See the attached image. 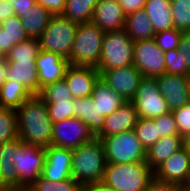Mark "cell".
<instances>
[{
    "mask_svg": "<svg viewBox=\"0 0 190 191\" xmlns=\"http://www.w3.org/2000/svg\"><path fill=\"white\" fill-rule=\"evenodd\" d=\"M131 102L140 118L154 119L170 112L155 78L142 77Z\"/></svg>",
    "mask_w": 190,
    "mask_h": 191,
    "instance_id": "obj_8",
    "label": "cell"
},
{
    "mask_svg": "<svg viewBox=\"0 0 190 191\" xmlns=\"http://www.w3.org/2000/svg\"><path fill=\"white\" fill-rule=\"evenodd\" d=\"M124 30L134 41L154 39V27L143 8L128 14L125 19Z\"/></svg>",
    "mask_w": 190,
    "mask_h": 191,
    "instance_id": "obj_24",
    "label": "cell"
},
{
    "mask_svg": "<svg viewBox=\"0 0 190 191\" xmlns=\"http://www.w3.org/2000/svg\"><path fill=\"white\" fill-rule=\"evenodd\" d=\"M32 185L37 191H81V184L73 177L56 182L40 175Z\"/></svg>",
    "mask_w": 190,
    "mask_h": 191,
    "instance_id": "obj_36",
    "label": "cell"
},
{
    "mask_svg": "<svg viewBox=\"0 0 190 191\" xmlns=\"http://www.w3.org/2000/svg\"><path fill=\"white\" fill-rule=\"evenodd\" d=\"M143 191H182L181 185L156 179L150 181Z\"/></svg>",
    "mask_w": 190,
    "mask_h": 191,
    "instance_id": "obj_42",
    "label": "cell"
},
{
    "mask_svg": "<svg viewBox=\"0 0 190 191\" xmlns=\"http://www.w3.org/2000/svg\"><path fill=\"white\" fill-rule=\"evenodd\" d=\"M14 10L15 15L19 18L25 16V13L30 11V9L36 4L35 0H10Z\"/></svg>",
    "mask_w": 190,
    "mask_h": 191,
    "instance_id": "obj_44",
    "label": "cell"
},
{
    "mask_svg": "<svg viewBox=\"0 0 190 191\" xmlns=\"http://www.w3.org/2000/svg\"><path fill=\"white\" fill-rule=\"evenodd\" d=\"M6 191H37L32 184H17L9 187Z\"/></svg>",
    "mask_w": 190,
    "mask_h": 191,
    "instance_id": "obj_50",
    "label": "cell"
},
{
    "mask_svg": "<svg viewBox=\"0 0 190 191\" xmlns=\"http://www.w3.org/2000/svg\"><path fill=\"white\" fill-rule=\"evenodd\" d=\"M33 94L23 85L13 80H5L0 88V106L16 110Z\"/></svg>",
    "mask_w": 190,
    "mask_h": 191,
    "instance_id": "obj_27",
    "label": "cell"
},
{
    "mask_svg": "<svg viewBox=\"0 0 190 191\" xmlns=\"http://www.w3.org/2000/svg\"><path fill=\"white\" fill-rule=\"evenodd\" d=\"M134 41L124 29L105 32L98 71H107L133 65Z\"/></svg>",
    "mask_w": 190,
    "mask_h": 191,
    "instance_id": "obj_6",
    "label": "cell"
},
{
    "mask_svg": "<svg viewBox=\"0 0 190 191\" xmlns=\"http://www.w3.org/2000/svg\"><path fill=\"white\" fill-rule=\"evenodd\" d=\"M106 164L104 145L96 137L72 150V177L81 185L102 181Z\"/></svg>",
    "mask_w": 190,
    "mask_h": 191,
    "instance_id": "obj_2",
    "label": "cell"
},
{
    "mask_svg": "<svg viewBox=\"0 0 190 191\" xmlns=\"http://www.w3.org/2000/svg\"><path fill=\"white\" fill-rule=\"evenodd\" d=\"M0 27L4 30L7 37V53L14 45L30 38L22 25L21 19L17 15L2 21Z\"/></svg>",
    "mask_w": 190,
    "mask_h": 191,
    "instance_id": "obj_32",
    "label": "cell"
},
{
    "mask_svg": "<svg viewBox=\"0 0 190 191\" xmlns=\"http://www.w3.org/2000/svg\"><path fill=\"white\" fill-rule=\"evenodd\" d=\"M38 71L40 91L46 85L58 82L65 77L69 60L56 53L40 50L35 61Z\"/></svg>",
    "mask_w": 190,
    "mask_h": 191,
    "instance_id": "obj_16",
    "label": "cell"
},
{
    "mask_svg": "<svg viewBox=\"0 0 190 191\" xmlns=\"http://www.w3.org/2000/svg\"><path fill=\"white\" fill-rule=\"evenodd\" d=\"M78 24L62 15H52L47 27L38 38L40 50L56 53L70 60Z\"/></svg>",
    "mask_w": 190,
    "mask_h": 191,
    "instance_id": "obj_5",
    "label": "cell"
},
{
    "mask_svg": "<svg viewBox=\"0 0 190 191\" xmlns=\"http://www.w3.org/2000/svg\"><path fill=\"white\" fill-rule=\"evenodd\" d=\"M183 148V138L180 135L162 136L146 150V163L154 172L172 154Z\"/></svg>",
    "mask_w": 190,
    "mask_h": 191,
    "instance_id": "obj_21",
    "label": "cell"
},
{
    "mask_svg": "<svg viewBox=\"0 0 190 191\" xmlns=\"http://www.w3.org/2000/svg\"><path fill=\"white\" fill-rule=\"evenodd\" d=\"M42 5L52 15H62L65 9L66 0H35Z\"/></svg>",
    "mask_w": 190,
    "mask_h": 191,
    "instance_id": "obj_43",
    "label": "cell"
},
{
    "mask_svg": "<svg viewBox=\"0 0 190 191\" xmlns=\"http://www.w3.org/2000/svg\"><path fill=\"white\" fill-rule=\"evenodd\" d=\"M96 138L100 139L104 145L107 163L146 161V150L133 130Z\"/></svg>",
    "mask_w": 190,
    "mask_h": 191,
    "instance_id": "obj_7",
    "label": "cell"
},
{
    "mask_svg": "<svg viewBox=\"0 0 190 191\" xmlns=\"http://www.w3.org/2000/svg\"><path fill=\"white\" fill-rule=\"evenodd\" d=\"M99 0H66L62 16L77 24L90 23Z\"/></svg>",
    "mask_w": 190,
    "mask_h": 191,
    "instance_id": "obj_29",
    "label": "cell"
},
{
    "mask_svg": "<svg viewBox=\"0 0 190 191\" xmlns=\"http://www.w3.org/2000/svg\"><path fill=\"white\" fill-rule=\"evenodd\" d=\"M94 138L88 126L77 117L52 123V146L74 150Z\"/></svg>",
    "mask_w": 190,
    "mask_h": 191,
    "instance_id": "obj_9",
    "label": "cell"
},
{
    "mask_svg": "<svg viewBox=\"0 0 190 191\" xmlns=\"http://www.w3.org/2000/svg\"><path fill=\"white\" fill-rule=\"evenodd\" d=\"M126 15L118 0H99L94 8L91 23L104 32L124 29Z\"/></svg>",
    "mask_w": 190,
    "mask_h": 191,
    "instance_id": "obj_17",
    "label": "cell"
},
{
    "mask_svg": "<svg viewBox=\"0 0 190 191\" xmlns=\"http://www.w3.org/2000/svg\"><path fill=\"white\" fill-rule=\"evenodd\" d=\"M81 191H116V190L105 184L103 181H100V182L82 184Z\"/></svg>",
    "mask_w": 190,
    "mask_h": 191,
    "instance_id": "obj_48",
    "label": "cell"
},
{
    "mask_svg": "<svg viewBox=\"0 0 190 191\" xmlns=\"http://www.w3.org/2000/svg\"><path fill=\"white\" fill-rule=\"evenodd\" d=\"M51 16L52 14L47 9L36 3L20 19L28 36L30 38H39L47 27Z\"/></svg>",
    "mask_w": 190,
    "mask_h": 191,
    "instance_id": "obj_28",
    "label": "cell"
},
{
    "mask_svg": "<svg viewBox=\"0 0 190 191\" xmlns=\"http://www.w3.org/2000/svg\"><path fill=\"white\" fill-rule=\"evenodd\" d=\"M46 157L45 148L22 143L15 151L13 165L18 184H33L41 175Z\"/></svg>",
    "mask_w": 190,
    "mask_h": 191,
    "instance_id": "obj_10",
    "label": "cell"
},
{
    "mask_svg": "<svg viewBox=\"0 0 190 191\" xmlns=\"http://www.w3.org/2000/svg\"><path fill=\"white\" fill-rule=\"evenodd\" d=\"M73 109L74 117L81 119L96 137L101 132L106 117L99 112L91 95L80 99L74 98Z\"/></svg>",
    "mask_w": 190,
    "mask_h": 191,
    "instance_id": "obj_23",
    "label": "cell"
},
{
    "mask_svg": "<svg viewBox=\"0 0 190 191\" xmlns=\"http://www.w3.org/2000/svg\"><path fill=\"white\" fill-rule=\"evenodd\" d=\"M153 178L146 162L107 163L102 181L116 191H143Z\"/></svg>",
    "mask_w": 190,
    "mask_h": 191,
    "instance_id": "obj_3",
    "label": "cell"
},
{
    "mask_svg": "<svg viewBox=\"0 0 190 191\" xmlns=\"http://www.w3.org/2000/svg\"><path fill=\"white\" fill-rule=\"evenodd\" d=\"M183 147L190 154V135L183 138Z\"/></svg>",
    "mask_w": 190,
    "mask_h": 191,
    "instance_id": "obj_52",
    "label": "cell"
},
{
    "mask_svg": "<svg viewBox=\"0 0 190 191\" xmlns=\"http://www.w3.org/2000/svg\"><path fill=\"white\" fill-rule=\"evenodd\" d=\"M133 65L142 77L156 78L165 73V55L154 39L139 40L133 46Z\"/></svg>",
    "mask_w": 190,
    "mask_h": 191,
    "instance_id": "obj_11",
    "label": "cell"
},
{
    "mask_svg": "<svg viewBox=\"0 0 190 191\" xmlns=\"http://www.w3.org/2000/svg\"><path fill=\"white\" fill-rule=\"evenodd\" d=\"M182 191H190V189H182Z\"/></svg>",
    "mask_w": 190,
    "mask_h": 191,
    "instance_id": "obj_55",
    "label": "cell"
},
{
    "mask_svg": "<svg viewBox=\"0 0 190 191\" xmlns=\"http://www.w3.org/2000/svg\"><path fill=\"white\" fill-rule=\"evenodd\" d=\"M104 34V31L91 22L78 24L69 64L97 68Z\"/></svg>",
    "mask_w": 190,
    "mask_h": 191,
    "instance_id": "obj_4",
    "label": "cell"
},
{
    "mask_svg": "<svg viewBox=\"0 0 190 191\" xmlns=\"http://www.w3.org/2000/svg\"><path fill=\"white\" fill-rule=\"evenodd\" d=\"M38 96L45 103L70 102L74 99L64 78L43 87Z\"/></svg>",
    "mask_w": 190,
    "mask_h": 191,
    "instance_id": "obj_31",
    "label": "cell"
},
{
    "mask_svg": "<svg viewBox=\"0 0 190 191\" xmlns=\"http://www.w3.org/2000/svg\"><path fill=\"white\" fill-rule=\"evenodd\" d=\"M15 15L14 7L10 0H0V23Z\"/></svg>",
    "mask_w": 190,
    "mask_h": 191,
    "instance_id": "obj_47",
    "label": "cell"
},
{
    "mask_svg": "<svg viewBox=\"0 0 190 191\" xmlns=\"http://www.w3.org/2000/svg\"><path fill=\"white\" fill-rule=\"evenodd\" d=\"M182 33V31L176 30L175 28H171L166 31L157 32L154 36V40L157 46L163 52H167L169 50L179 48Z\"/></svg>",
    "mask_w": 190,
    "mask_h": 191,
    "instance_id": "obj_38",
    "label": "cell"
},
{
    "mask_svg": "<svg viewBox=\"0 0 190 191\" xmlns=\"http://www.w3.org/2000/svg\"><path fill=\"white\" fill-rule=\"evenodd\" d=\"M139 119L134 104L127 101L116 111L106 116L101 132L96 137H109L133 130Z\"/></svg>",
    "mask_w": 190,
    "mask_h": 191,
    "instance_id": "obj_19",
    "label": "cell"
},
{
    "mask_svg": "<svg viewBox=\"0 0 190 191\" xmlns=\"http://www.w3.org/2000/svg\"><path fill=\"white\" fill-rule=\"evenodd\" d=\"M100 79L118 93L126 102L132 101L136 95L141 73L134 65L99 71Z\"/></svg>",
    "mask_w": 190,
    "mask_h": 191,
    "instance_id": "obj_12",
    "label": "cell"
},
{
    "mask_svg": "<svg viewBox=\"0 0 190 191\" xmlns=\"http://www.w3.org/2000/svg\"><path fill=\"white\" fill-rule=\"evenodd\" d=\"M158 133L161 137L179 135L175 118L171 111L158 117Z\"/></svg>",
    "mask_w": 190,
    "mask_h": 191,
    "instance_id": "obj_41",
    "label": "cell"
},
{
    "mask_svg": "<svg viewBox=\"0 0 190 191\" xmlns=\"http://www.w3.org/2000/svg\"><path fill=\"white\" fill-rule=\"evenodd\" d=\"M0 54L5 57L7 54V37L4 30L0 27Z\"/></svg>",
    "mask_w": 190,
    "mask_h": 191,
    "instance_id": "obj_49",
    "label": "cell"
},
{
    "mask_svg": "<svg viewBox=\"0 0 190 191\" xmlns=\"http://www.w3.org/2000/svg\"><path fill=\"white\" fill-rule=\"evenodd\" d=\"M0 191H6V189H5V188L0 187Z\"/></svg>",
    "mask_w": 190,
    "mask_h": 191,
    "instance_id": "obj_54",
    "label": "cell"
},
{
    "mask_svg": "<svg viewBox=\"0 0 190 191\" xmlns=\"http://www.w3.org/2000/svg\"><path fill=\"white\" fill-rule=\"evenodd\" d=\"M94 103L97 105L102 116H109L111 113L121 107L126 101L115 91L111 89L101 79L95 84L91 93Z\"/></svg>",
    "mask_w": 190,
    "mask_h": 191,
    "instance_id": "obj_26",
    "label": "cell"
},
{
    "mask_svg": "<svg viewBox=\"0 0 190 191\" xmlns=\"http://www.w3.org/2000/svg\"><path fill=\"white\" fill-rule=\"evenodd\" d=\"M74 98L90 96L100 73L95 67L69 65L64 77Z\"/></svg>",
    "mask_w": 190,
    "mask_h": 191,
    "instance_id": "obj_15",
    "label": "cell"
},
{
    "mask_svg": "<svg viewBox=\"0 0 190 191\" xmlns=\"http://www.w3.org/2000/svg\"><path fill=\"white\" fill-rule=\"evenodd\" d=\"M23 142L18 137L0 144V187L6 190L18 184V173L13 165L16 149Z\"/></svg>",
    "mask_w": 190,
    "mask_h": 191,
    "instance_id": "obj_22",
    "label": "cell"
},
{
    "mask_svg": "<svg viewBox=\"0 0 190 191\" xmlns=\"http://www.w3.org/2000/svg\"><path fill=\"white\" fill-rule=\"evenodd\" d=\"M7 62L6 60L0 59V88L6 80Z\"/></svg>",
    "mask_w": 190,
    "mask_h": 191,
    "instance_id": "obj_51",
    "label": "cell"
},
{
    "mask_svg": "<svg viewBox=\"0 0 190 191\" xmlns=\"http://www.w3.org/2000/svg\"><path fill=\"white\" fill-rule=\"evenodd\" d=\"M143 9L147 13L156 33L174 28L171 0H147Z\"/></svg>",
    "mask_w": 190,
    "mask_h": 191,
    "instance_id": "obj_25",
    "label": "cell"
},
{
    "mask_svg": "<svg viewBox=\"0 0 190 191\" xmlns=\"http://www.w3.org/2000/svg\"><path fill=\"white\" fill-rule=\"evenodd\" d=\"M46 106L52 123L74 117L73 101L46 103Z\"/></svg>",
    "mask_w": 190,
    "mask_h": 191,
    "instance_id": "obj_39",
    "label": "cell"
},
{
    "mask_svg": "<svg viewBox=\"0 0 190 191\" xmlns=\"http://www.w3.org/2000/svg\"><path fill=\"white\" fill-rule=\"evenodd\" d=\"M181 189H190V168L185 181L181 185Z\"/></svg>",
    "mask_w": 190,
    "mask_h": 191,
    "instance_id": "obj_53",
    "label": "cell"
},
{
    "mask_svg": "<svg viewBox=\"0 0 190 191\" xmlns=\"http://www.w3.org/2000/svg\"><path fill=\"white\" fill-rule=\"evenodd\" d=\"M40 51L38 38H29L14 47L5 55L6 61L36 60Z\"/></svg>",
    "mask_w": 190,
    "mask_h": 191,
    "instance_id": "obj_33",
    "label": "cell"
},
{
    "mask_svg": "<svg viewBox=\"0 0 190 191\" xmlns=\"http://www.w3.org/2000/svg\"><path fill=\"white\" fill-rule=\"evenodd\" d=\"M18 137L15 110L0 106V144L12 141Z\"/></svg>",
    "mask_w": 190,
    "mask_h": 191,
    "instance_id": "obj_34",
    "label": "cell"
},
{
    "mask_svg": "<svg viewBox=\"0 0 190 191\" xmlns=\"http://www.w3.org/2000/svg\"><path fill=\"white\" fill-rule=\"evenodd\" d=\"M179 50L184 54L185 65L190 71V31L182 33V37L179 43Z\"/></svg>",
    "mask_w": 190,
    "mask_h": 191,
    "instance_id": "obj_45",
    "label": "cell"
},
{
    "mask_svg": "<svg viewBox=\"0 0 190 191\" xmlns=\"http://www.w3.org/2000/svg\"><path fill=\"white\" fill-rule=\"evenodd\" d=\"M133 131L145 150L149 149L161 137L158 133V117L154 119L139 117Z\"/></svg>",
    "mask_w": 190,
    "mask_h": 191,
    "instance_id": "obj_30",
    "label": "cell"
},
{
    "mask_svg": "<svg viewBox=\"0 0 190 191\" xmlns=\"http://www.w3.org/2000/svg\"><path fill=\"white\" fill-rule=\"evenodd\" d=\"M36 60L6 61V80L23 84L33 95L40 93Z\"/></svg>",
    "mask_w": 190,
    "mask_h": 191,
    "instance_id": "obj_20",
    "label": "cell"
},
{
    "mask_svg": "<svg viewBox=\"0 0 190 191\" xmlns=\"http://www.w3.org/2000/svg\"><path fill=\"white\" fill-rule=\"evenodd\" d=\"M20 140L29 145L47 148L52 140V122L46 103L33 95L15 110Z\"/></svg>",
    "mask_w": 190,
    "mask_h": 191,
    "instance_id": "obj_1",
    "label": "cell"
},
{
    "mask_svg": "<svg viewBox=\"0 0 190 191\" xmlns=\"http://www.w3.org/2000/svg\"><path fill=\"white\" fill-rule=\"evenodd\" d=\"M173 27L176 30L190 31V0H171Z\"/></svg>",
    "mask_w": 190,
    "mask_h": 191,
    "instance_id": "obj_35",
    "label": "cell"
},
{
    "mask_svg": "<svg viewBox=\"0 0 190 191\" xmlns=\"http://www.w3.org/2000/svg\"><path fill=\"white\" fill-rule=\"evenodd\" d=\"M165 55V73L173 75L190 76V71L185 65V56L179 50H169L164 52Z\"/></svg>",
    "mask_w": 190,
    "mask_h": 191,
    "instance_id": "obj_37",
    "label": "cell"
},
{
    "mask_svg": "<svg viewBox=\"0 0 190 191\" xmlns=\"http://www.w3.org/2000/svg\"><path fill=\"white\" fill-rule=\"evenodd\" d=\"M146 1L147 0H118L126 16L143 8Z\"/></svg>",
    "mask_w": 190,
    "mask_h": 191,
    "instance_id": "obj_46",
    "label": "cell"
},
{
    "mask_svg": "<svg viewBox=\"0 0 190 191\" xmlns=\"http://www.w3.org/2000/svg\"><path fill=\"white\" fill-rule=\"evenodd\" d=\"M179 135H190V103L172 111Z\"/></svg>",
    "mask_w": 190,
    "mask_h": 191,
    "instance_id": "obj_40",
    "label": "cell"
},
{
    "mask_svg": "<svg viewBox=\"0 0 190 191\" xmlns=\"http://www.w3.org/2000/svg\"><path fill=\"white\" fill-rule=\"evenodd\" d=\"M46 150L41 176L51 181H64L72 177V150L49 145Z\"/></svg>",
    "mask_w": 190,
    "mask_h": 191,
    "instance_id": "obj_14",
    "label": "cell"
},
{
    "mask_svg": "<svg viewBox=\"0 0 190 191\" xmlns=\"http://www.w3.org/2000/svg\"><path fill=\"white\" fill-rule=\"evenodd\" d=\"M189 168L190 154L183 147L172 154L154 171V177L160 181L182 185L187 177Z\"/></svg>",
    "mask_w": 190,
    "mask_h": 191,
    "instance_id": "obj_18",
    "label": "cell"
},
{
    "mask_svg": "<svg viewBox=\"0 0 190 191\" xmlns=\"http://www.w3.org/2000/svg\"><path fill=\"white\" fill-rule=\"evenodd\" d=\"M159 91L172 112L190 102V76L163 73L155 78Z\"/></svg>",
    "mask_w": 190,
    "mask_h": 191,
    "instance_id": "obj_13",
    "label": "cell"
}]
</instances>
